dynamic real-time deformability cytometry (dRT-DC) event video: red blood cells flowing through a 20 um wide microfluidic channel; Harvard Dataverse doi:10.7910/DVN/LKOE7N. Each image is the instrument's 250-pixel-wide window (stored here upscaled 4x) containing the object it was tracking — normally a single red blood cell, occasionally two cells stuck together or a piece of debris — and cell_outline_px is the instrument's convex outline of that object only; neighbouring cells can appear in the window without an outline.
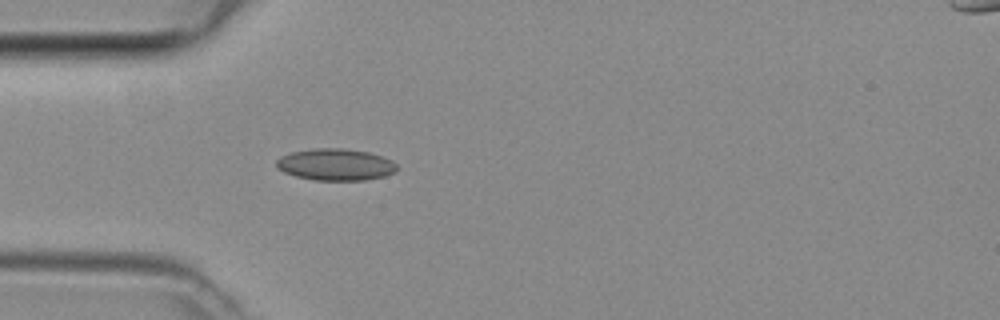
{"species": "common noctule bat (a hibernating species)", "species_latin": "Nyctalus noctula", "temperature_condition": "room temperature", "stored_images_in_passage": 2, "camera_frame_rate_fps": 3000, "um_per_image_px": 0.085, "animal": {"sex": "female", "body_mass_g": 29.2, "forearm_length_mm": 56.3}, "frame": {"image": 1, "passage_image": 2, "time_ms": 0.333, "image_size_px": [1000, 320], "cell_outline_px": [[396, 172], [384, 176], [364, 180], [316, 180], [296, 176], [284, 172], [276, 168], [276, 160], [280, 156], [292, 152], [312, 148], [344, 148], [368, 152], [392, 160], [396, 164]], "centroid_in_image_um": [28.5, 13.98], "position_along_channel_um": 56.5, "area_um2": 22.31}}